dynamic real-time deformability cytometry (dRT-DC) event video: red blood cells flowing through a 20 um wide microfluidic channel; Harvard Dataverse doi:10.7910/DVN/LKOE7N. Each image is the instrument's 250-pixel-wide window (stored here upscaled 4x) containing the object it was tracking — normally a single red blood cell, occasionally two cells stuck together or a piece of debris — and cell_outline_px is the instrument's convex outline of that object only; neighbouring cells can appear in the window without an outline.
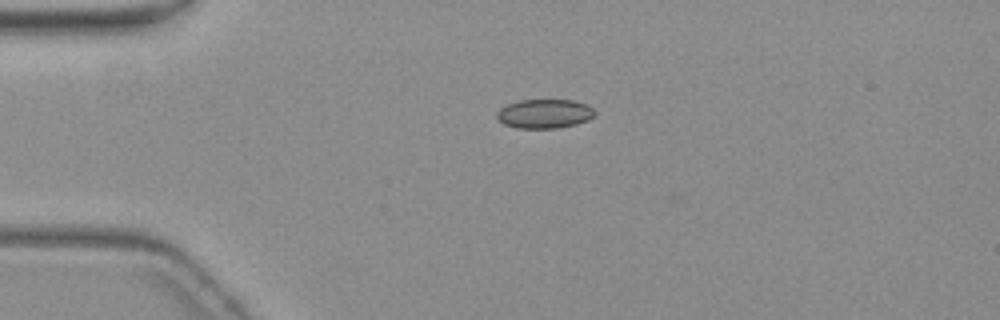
{"species": "common noctule bat (a hibernating species)", "species_latin": "Nyctalus noctula", "temperature_condition": "warm", "stored_images_in_passage": 2, "camera_frame_rate_fps": 3000, "um_per_image_px": 0.085, "animal": {"sex": "female", "body_mass_g": 19.3, "forearm_length_mm": 54.1}, "frame": {"image": 1, "passage_image": 1, "time_ms": 0.0, "image_size_px": [1000, 320], "cell_outline_px": [[596, 112], [588, 120], [576, 124], [556, 128], [516, 128], [504, 124], [496, 116], [496, 112], [500, 108], [508, 104], [520, 100], [572, 100], [584, 104], [592, 108]], "centroid_in_image_um": [46.26, 9.67], "position_along_channel_um": 38.7, "area_um2": 16.47}}